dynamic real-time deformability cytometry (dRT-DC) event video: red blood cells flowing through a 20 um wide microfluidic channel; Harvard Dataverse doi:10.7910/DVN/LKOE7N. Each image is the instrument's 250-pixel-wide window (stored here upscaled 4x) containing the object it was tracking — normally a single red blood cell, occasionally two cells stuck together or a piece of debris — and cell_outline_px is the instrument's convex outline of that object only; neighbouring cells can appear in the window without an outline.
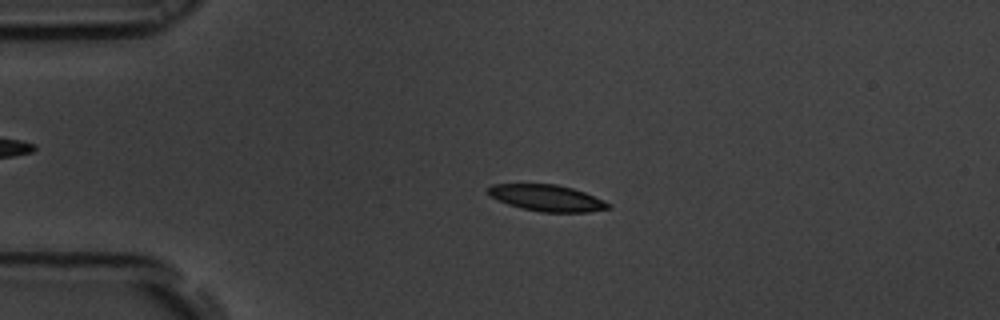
{"species": "common noctule bat (a hibernating species)", "species_latin": "Nyctalus noctula", "temperature_condition": "room temperature", "stored_images_in_passage": 54, "camera_frame_rate_fps": 3000, "um_per_image_px": 0.085, "animal": {"sex": "male", "body_mass_g": 19.5, "forearm_length_mm": 54.6}, "frame": {"image": 1, "passage_image": 12, "time_ms": 3.667, "image_size_px": [1000, 320], "cell_outline_px": [[612, 208], [588, 212], [540, 212], [508, 204], [484, 192], [492, 184], [556, 184], [572, 188], [584, 192], [604, 200], [612, 204]], "centroid_in_image_um": [46.52, 16.83], "position_along_channel_um": 38.5, "area_um2": 18.44}}
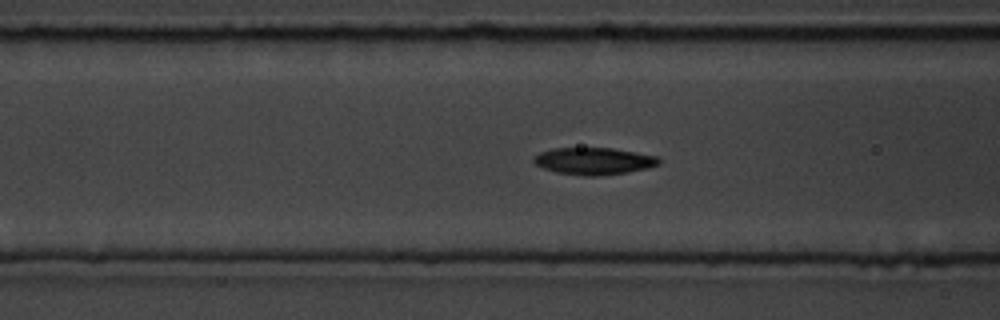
{"frame": {"image": 2, "passage_image": 21, "time_ms": 6.667, "image_size_px": [1000, 320], "cell_outline_px": [[660, 164], [648, 168], [628, 172], [600, 176], [588, 176], [556, 172], [544, 168], [536, 164], [532, 160], [532, 156], [540, 152], [552, 148], [612, 148], [636, 152], [656, 156], [660, 160]], "centroid_in_image_um": [50.47, 13.69], "position_along_channel_um": 116.1, "area_um2": 19.77}}
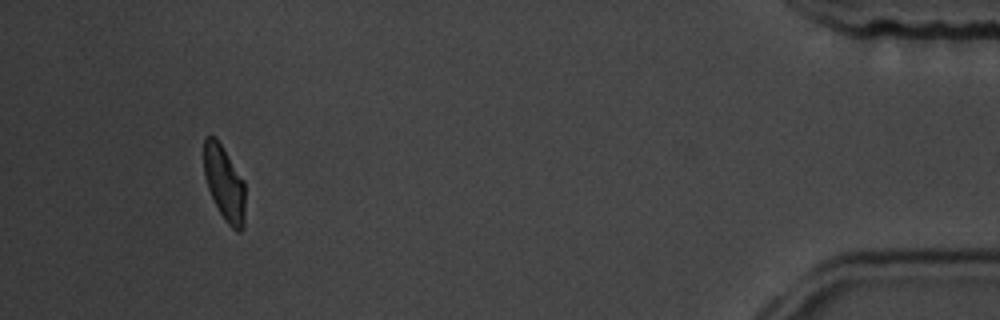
{"frame": {"image": 3, "passage_image": 51, "time_ms": 16.667, "image_size_px": [1000, 320], "cell_outline_px": [[244, 228], [240, 232], [236, 232], [228, 224], [220, 212], [208, 188], [204, 176], [204, 136], [216, 136], [244, 180]], "centroid_in_image_um": [19.07, 15.56], "position_along_channel_um": 416.1, "area_um2": 17.98}, "authors_computed_cell_mechanics": {"area_um2": 19.2763, "velocity_mm_per_s": 3.6948, "shape_relaxation_time_tau1_ms": 3.7092, "shape_relaxation_time_tau2_ms": 4.1208, "deformation_change_tau1": 0.1275, "deformation_change_tau2": 0.0851}}